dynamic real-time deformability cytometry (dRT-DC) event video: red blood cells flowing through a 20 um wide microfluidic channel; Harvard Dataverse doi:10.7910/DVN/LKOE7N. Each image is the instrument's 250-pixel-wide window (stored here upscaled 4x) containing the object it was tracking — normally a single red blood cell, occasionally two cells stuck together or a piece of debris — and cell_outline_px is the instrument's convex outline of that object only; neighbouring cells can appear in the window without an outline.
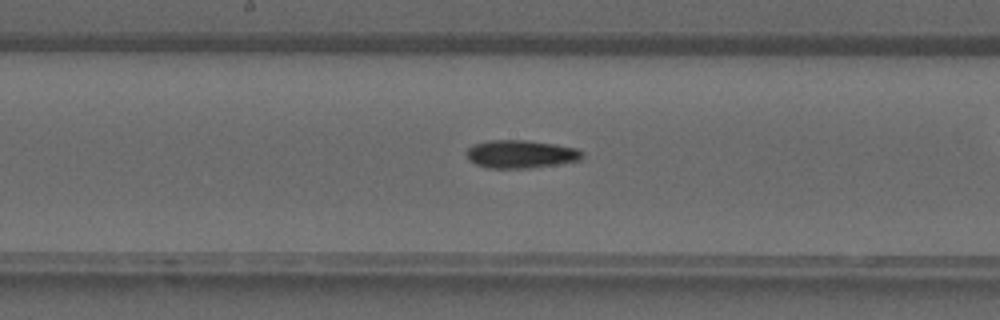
{"species": "common noctule bat (a hibernating species)", "species_latin": "Nyctalus noctula", "temperature_condition": "warm", "stored_images_in_passage": 36, "camera_frame_rate_fps": 3000, "um_per_image_px": 0.085, "animal": {"sex": "male", "forearm_length_mm": 52.5}, "frame": {"image": 1, "passage_image": 16, "time_ms": 5.0, "image_size_px": [1000, 320], "cell_outline_px": [[584, 156], [580, 160], [560, 164], [532, 168], [488, 168], [476, 164], [468, 160], [464, 152], [472, 144], [488, 140], [528, 140], [556, 144], [576, 148], [584, 152]], "centroid_in_image_um": [44.26, 13.1], "position_along_channel_um": 203.9, "area_um2": 19.31}}
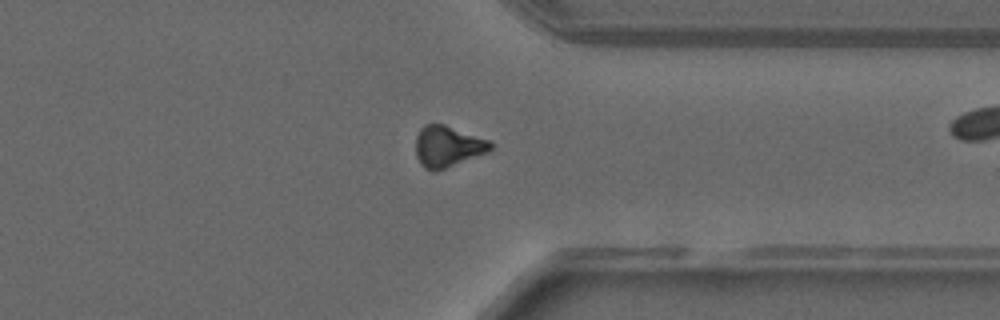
{"frame": {"image": 2, "passage_image": 26, "time_ms": 8.333, "image_size_px": [1000, 320], "cell_outline_px": [[492, 148], [488, 152], [436, 172], [424, 168], [420, 164], [416, 156], [416, 136], [420, 128], [424, 124], [444, 124], [492, 140]], "centroid_in_image_um": [38.06, 12.44], "position_along_channel_um": 373.3, "area_um2": 18.21}}
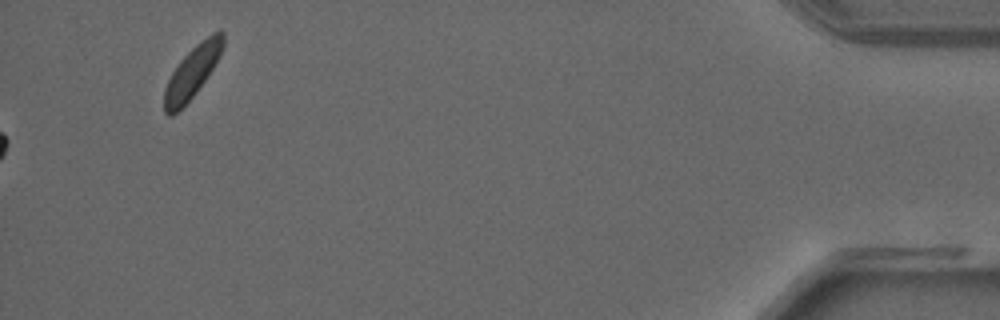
{"frame": {"image": 3, "passage_image": 36, "time_ms": 11.667, "image_size_px": [1000, 320], "cell_outline_px": [[224, 44], [220, 56], [196, 92], [172, 116], [168, 116], [164, 112], [164, 88], [172, 72], [180, 60], [200, 40], [212, 32], [220, 28], [224, 32]], "centroid_in_image_um": [16.35, 6.07], "position_along_channel_um": 418.9, "area_um2": 17.57}}